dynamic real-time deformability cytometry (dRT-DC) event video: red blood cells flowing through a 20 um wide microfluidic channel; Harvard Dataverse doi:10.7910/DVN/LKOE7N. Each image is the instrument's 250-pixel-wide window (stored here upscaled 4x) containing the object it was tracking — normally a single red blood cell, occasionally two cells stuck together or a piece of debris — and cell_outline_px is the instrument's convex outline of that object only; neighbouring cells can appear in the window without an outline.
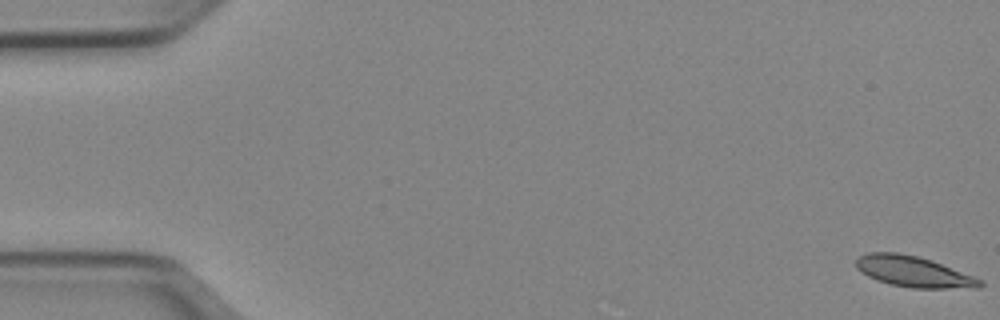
{"species": "Egyptian fruit bat (a non-hibernating species)", "species_latin": "Rousettus aegyptiacus", "temperature_condition": "cold", "stored_images_in_passage": 53, "segment_of_instrument_passage": [1, 2], "camera_frame_rate_fps": 3000, "um_per_image_px": 0.085, "animal": {"sex": "female"}, "frame": {"image": 1, "passage_image": 1, "time_ms": 0.0, "image_size_px": [1000, 320], "cell_outline_px": [[984, 284], [980, 288], [912, 288], [892, 284], [876, 280], [868, 276], [856, 268], [856, 260], [860, 256], [868, 252], [896, 252], [916, 256], [932, 260], [984, 280]], "centroid_in_image_um": [77.68, 23.09], "position_along_channel_um": 7.3, "area_um2": 22.25}}
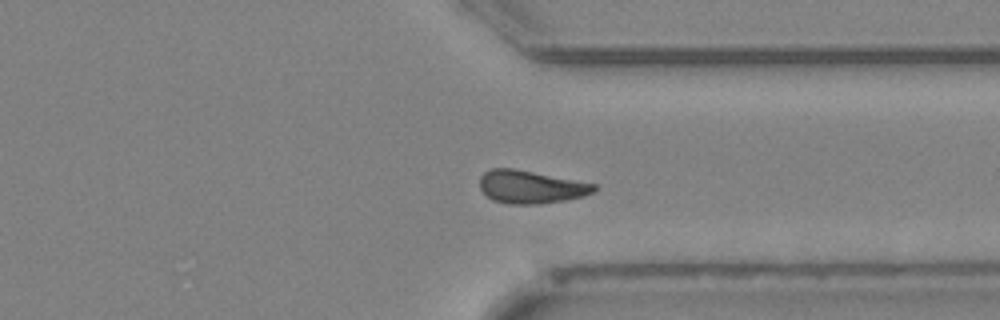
{"frame": {"image": 2, "passage_image": 40, "time_ms": 13.0, "image_size_px": [1000, 320], "cell_outline_px": [[600, 188], [596, 192], [584, 196], [564, 200], [536, 204], [508, 204], [492, 200], [480, 188], [480, 176], [488, 168], [512, 168], [596, 184]], "centroid_in_image_um": [45.13, 15.89], "position_along_channel_um": 366.3, "area_um2": 21.96}}
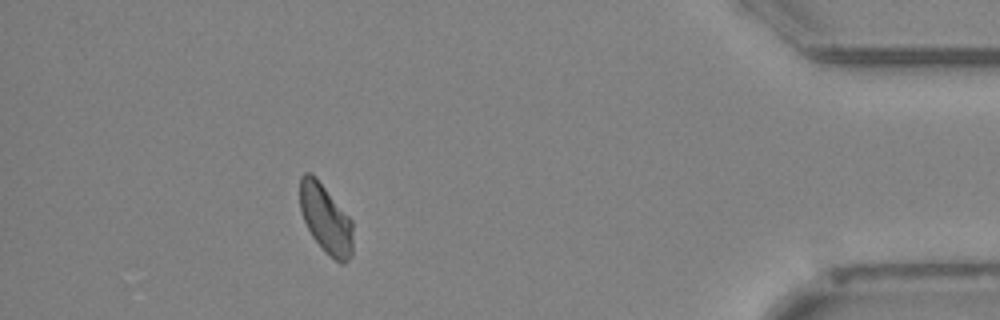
{"frame": {"image": 3, "passage_image": 47, "time_ms": 15.333, "image_size_px": [1000, 320], "cell_outline_px": [[352, 256], [344, 264], [340, 264], [324, 252], [312, 236], [304, 220], [300, 208], [300, 176], [304, 172], [312, 172], [316, 176], [352, 220]], "centroid_in_image_um": [27.69, 18.6], "position_along_channel_um": 407.5, "area_um2": 21.5}}